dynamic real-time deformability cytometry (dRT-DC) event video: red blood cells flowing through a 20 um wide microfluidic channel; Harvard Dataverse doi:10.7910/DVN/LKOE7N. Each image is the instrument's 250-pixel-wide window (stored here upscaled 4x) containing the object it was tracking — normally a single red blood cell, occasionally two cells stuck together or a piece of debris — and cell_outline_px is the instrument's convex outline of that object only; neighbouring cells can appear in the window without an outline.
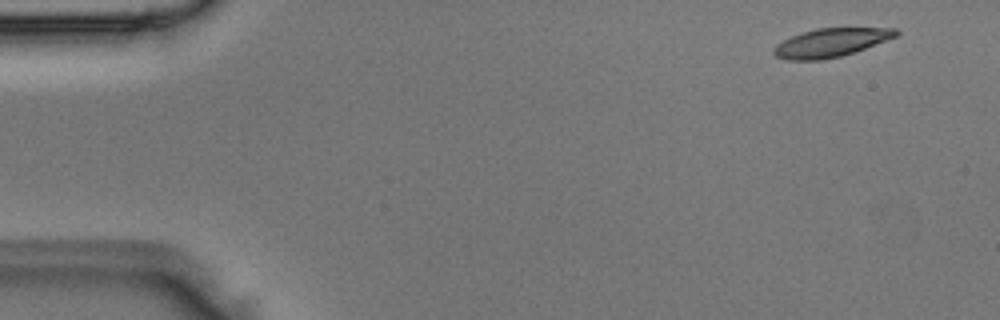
{"species": "Egyptian fruit bat (a non-hibernating species)", "species_latin": "Rousettus aegyptiacus", "temperature_condition": "room temperature", "stored_images_in_passage": 4, "segment_of_instrument_passage": [2, 2], "camera_frame_rate_fps": 3000, "um_per_image_px": 0.085, "animal": {"sex": "male"}, "frame": {"image": 1, "passage_image": 4, "time_ms": 1.0, "image_size_px": [1000, 320], "cell_outline_px": [[900, 32], [896, 36], [864, 48], [840, 56], [820, 60], [788, 60], [776, 56], [772, 52], [772, 48], [776, 44], [792, 36], [816, 28], [896, 28]], "centroid_in_image_um": [70.58, 3.62], "position_along_channel_um": 14.4, "area_um2": 20.0}}